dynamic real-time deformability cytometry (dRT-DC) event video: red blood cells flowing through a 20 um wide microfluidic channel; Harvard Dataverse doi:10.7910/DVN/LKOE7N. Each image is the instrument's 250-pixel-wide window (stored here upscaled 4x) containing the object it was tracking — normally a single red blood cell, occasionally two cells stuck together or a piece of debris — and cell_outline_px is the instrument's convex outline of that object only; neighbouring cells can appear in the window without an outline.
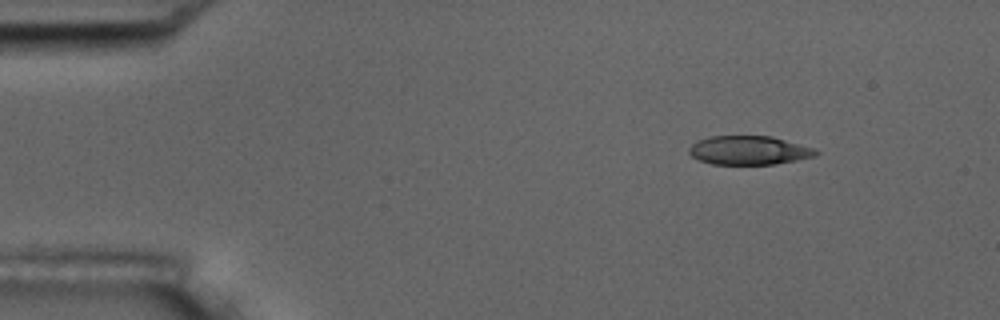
{"species": "common noctule bat (a hibernating species)", "species_latin": "Nyctalus noctula", "temperature_condition": "room temperature", "stored_images_in_passage": 14, "camera_frame_rate_fps": 3000, "um_per_image_px": 0.085, "animal": {"sex": "male", "body_mass_g": 17.5, "forearm_length_mm": 52.3}, "frame": {"image": 1, "passage_image": 1, "time_ms": 0.0, "image_size_px": [1000, 320], "cell_outline_px": [[820, 152], [816, 156], [776, 164], [712, 164], [700, 160], [692, 156], [688, 152], [688, 148], [696, 140], [708, 136], [772, 136], [816, 148]], "centroid_in_image_um": [63.67, 12.77], "position_along_channel_um": 21.3, "area_um2": 21.5}}
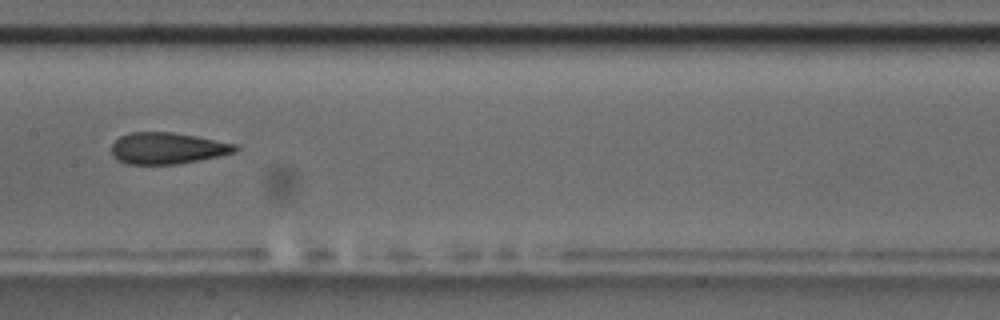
{"frame": {"image": 2, "passage_image": 7, "time_ms": 7.0, "image_size_px": [1000, 320], "cell_outline_px": [[240, 148], [236, 152], [220, 156], [200, 160], [176, 164], [128, 164], [116, 160], [112, 156], [112, 144], [120, 136], [132, 132], [172, 132], [196, 136], [236, 144]], "centroid_in_image_um": [14.24, 12.6], "position_along_channel_um": 193.2, "area_um2": 22.77}}
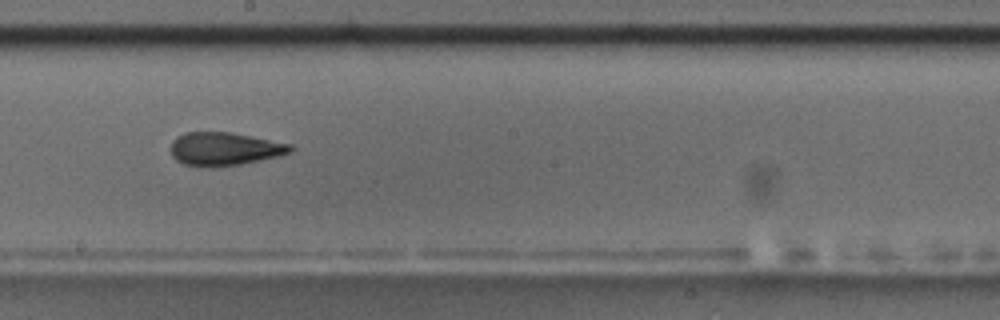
{"frame": {"image": 3, "passage_image": 8, "time_ms": 8.0, "image_size_px": [1000, 320], "cell_outline_px": [[296, 148], [292, 152], [280, 156], [240, 164], [212, 168], [208, 168], [184, 164], [176, 160], [172, 156], [172, 140], [176, 136], [184, 132], [232, 132], [292, 144]], "centroid_in_image_um": [19.11, 12.66], "position_along_channel_um": 229.1, "area_um2": 23.52}, "authors_computed_cell_mechanics": {"area_um2": 23.4379, "velocity_mm_per_s": 3.6144, "shape_relaxation_time_tau1_ms": null, "shape_relaxation_time_tau2_ms": 1.9139, "deformation_change_tau1": null, "deformation_change_tau2": 0.0946}}